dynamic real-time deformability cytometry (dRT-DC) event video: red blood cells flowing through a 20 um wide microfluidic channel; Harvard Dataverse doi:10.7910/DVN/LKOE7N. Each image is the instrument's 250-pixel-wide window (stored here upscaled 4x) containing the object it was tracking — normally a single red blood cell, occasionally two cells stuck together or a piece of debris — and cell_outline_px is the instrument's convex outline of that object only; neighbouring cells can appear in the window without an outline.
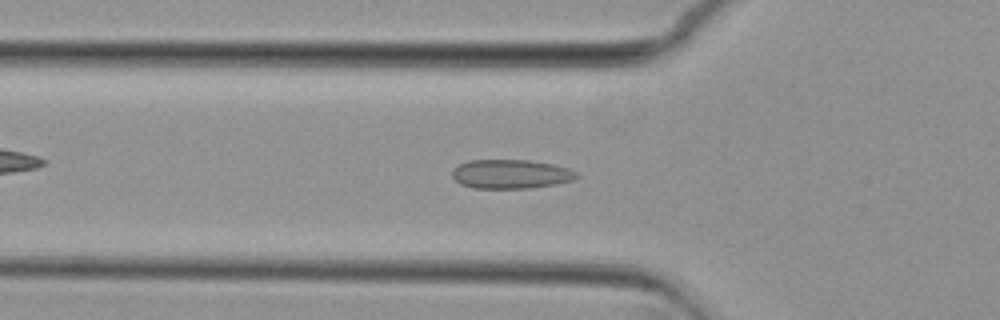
{"species": "common noctule bat (a hibernating species)", "species_latin": "Nyctalus noctula", "temperature_condition": "cold", "stored_images_in_passage": 56, "camera_frame_rate_fps": 3000, "um_per_image_px": 0.085, "animal": {"sex": "female", "body_mass_g": 29.2, "forearm_length_mm": 56.3}, "frame": {"image": 1, "passage_image": 18, "time_ms": 5.667, "image_size_px": [1000, 320], "cell_outline_px": [[580, 176], [572, 180], [556, 184], [528, 188], [472, 188], [460, 184], [452, 176], [452, 172], [460, 164], [468, 160], [528, 160], [552, 164], [568, 168], [576, 172]], "centroid_in_image_um": [43.42, 14.8], "position_along_channel_um": 82.4, "area_um2": 20.98}}
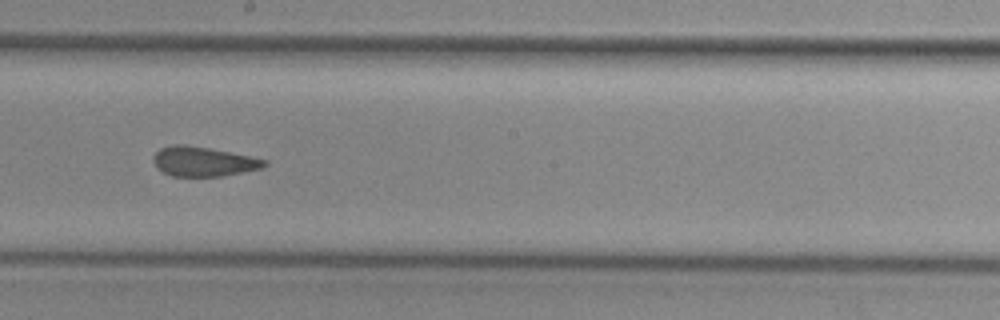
{"frame": {"image": 2, "passage_image": 30, "time_ms": 9.667, "image_size_px": [1000, 320], "cell_outline_px": [[268, 164], [260, 168], [224, 176], [172, 176], [156, 168], [152, 160], [152, 156], [160, 148], [176, 144], [184, 144], [208, 148], [268, 160]], "centroid_in_image_um": [17.24, 13.73], "position_along_channel_um": 231.0, "area_um2": 19.02}}
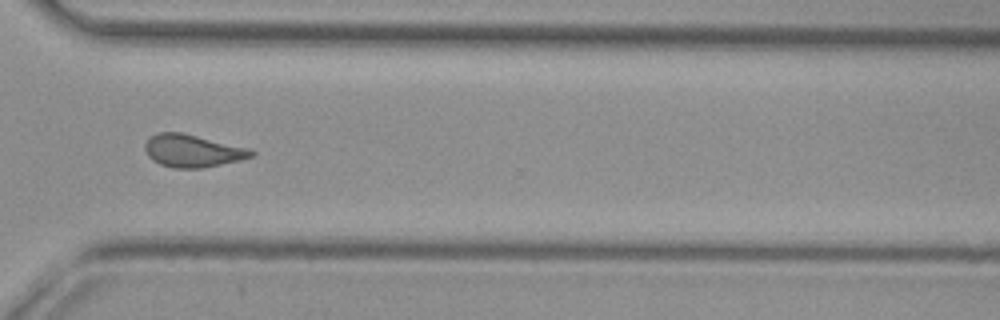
{"frame": {"image": 3, "passage_image": 40, "time_ms": 13.0, "image_size_px": [1000, 320], "cell_outline_px": [[256, 152], [252, 156], [240, 160], [200, 168], [176, 168], [160, 164], [152, 160], [148, 156], [144, 148], [144, 144], [152, 136], [160, 132], [180, 132], [248, 148]], "centroid_in_image_um": [16.34, 12.82], "position_along_channel_um": 354.3, "area_um2": 19.83}}